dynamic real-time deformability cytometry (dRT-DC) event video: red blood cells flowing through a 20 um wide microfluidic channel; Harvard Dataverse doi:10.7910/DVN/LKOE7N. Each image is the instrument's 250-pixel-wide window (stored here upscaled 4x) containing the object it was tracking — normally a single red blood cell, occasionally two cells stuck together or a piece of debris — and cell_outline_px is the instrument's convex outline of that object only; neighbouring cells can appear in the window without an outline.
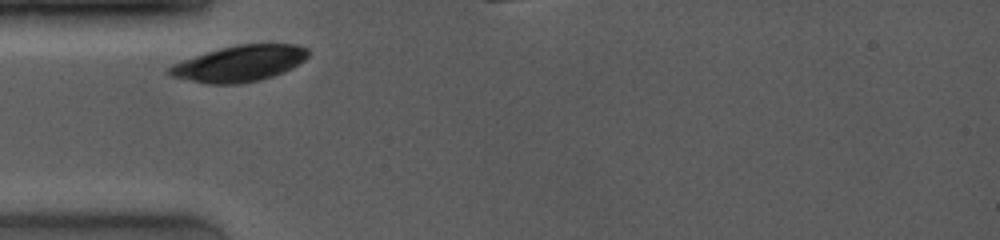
{"species": "common noctule bat (a hibernating species)", "species_latin": "Nyctalus noctula", "temperature_condition": "room temperature", "stored_images_in_passage": 6, "camera_frame_rate_fps": 4000, "um_per_image_px": 0.085, "animal": {"sex": "female", "body_mass_g": 19.0, "forearm_length_mm": 53.3}, "frame": {"image": 1, "passage_image": 1, "time_ms": 0.0, "image_size_px": [1000, 240], "cell_outline_px": [[308, 56], [304, 60], [292, 68], [284, 72], [260, 80], [240, 84], [208, 84], [168, 76], [168, 68], [172, 64], [220, 48], [236, 44], [296, 44], [308, 48]], "centroid_in_image_um": [20.37, 5.4], "position_along_channel_um": 64.6, "area_um2": 29.13}}